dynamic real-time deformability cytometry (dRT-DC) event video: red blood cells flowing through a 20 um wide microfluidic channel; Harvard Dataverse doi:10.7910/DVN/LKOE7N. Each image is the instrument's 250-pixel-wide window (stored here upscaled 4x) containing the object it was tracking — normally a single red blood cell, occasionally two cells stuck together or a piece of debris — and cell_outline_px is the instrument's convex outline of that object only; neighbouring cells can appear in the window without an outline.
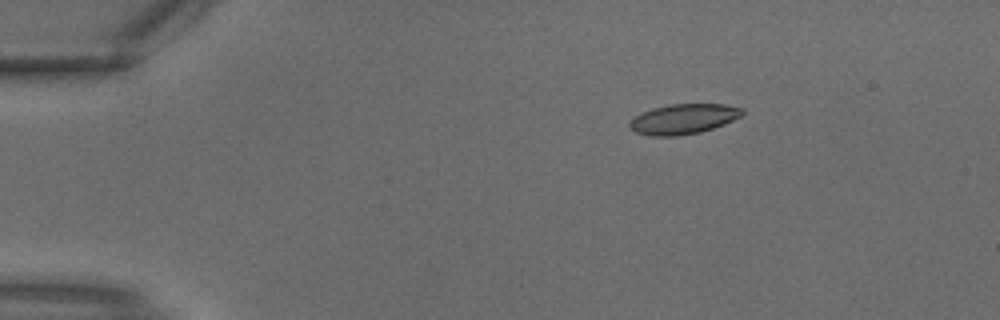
{"species": "common noctule bat (a hibernating species)", "species_latin": "Nyctalus noctula", "temperature_condition": "warm", "stored_images_in_passage": 4, "camera_frame_rate_fps": 3000, "um_per_image_px": 0.085, "animal": {"sex": "male", "body_mass_g": 18.8}, "frame": {"image": 1, "passage_image": 2, "time_ms": 0.333, "image_size_px": [1000, 320], "cell_outline_px": [[744, 112], [740, 116], [724, 124], [700, 132], [676, 136], [652, 136], [636, 132], [628, 124], [636, 116], [652, 108], [672, 104], [724, 104], [744, 108]], "centroid_in_image_um": [58.12, 10.11], "position_along_channel_um": 26.9, "area_um2": 19.48}}